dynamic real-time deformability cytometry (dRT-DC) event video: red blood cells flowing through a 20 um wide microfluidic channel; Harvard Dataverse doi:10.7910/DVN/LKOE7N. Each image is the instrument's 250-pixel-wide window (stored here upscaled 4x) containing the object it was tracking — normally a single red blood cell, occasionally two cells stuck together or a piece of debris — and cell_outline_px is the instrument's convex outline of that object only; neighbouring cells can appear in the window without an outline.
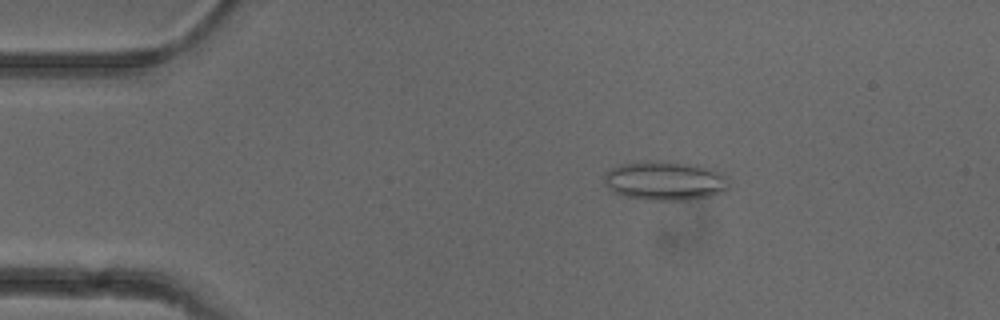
{"species": "common noctule bat (a hibernating species)", "species_latin": "Nyctalus noctula", "temperature_condition": "cold", "stored_images_in_passage": 52, "camera_frame_rate_fps": 3000, "um_per_image_px": 0.085, "animal": {"sex": "female"}, "frame": {"image": 1, "passage_image": 9, "time_ms": 2.667, "image_size_px": [1000, 320], "cell_outline_px": [[732, 180], [728, 188], [724, 192], [712, 196], [684, 200], [644, 200], [624, 196], [612, 192], [604, 184], [604, 172], [620, 164], [696, 164], [720, 172], [728, 176]], "centroid_in_image_um": [56.57, 15.43], "position_along_channel_um": 28.4, "area_um2": 27.98}}
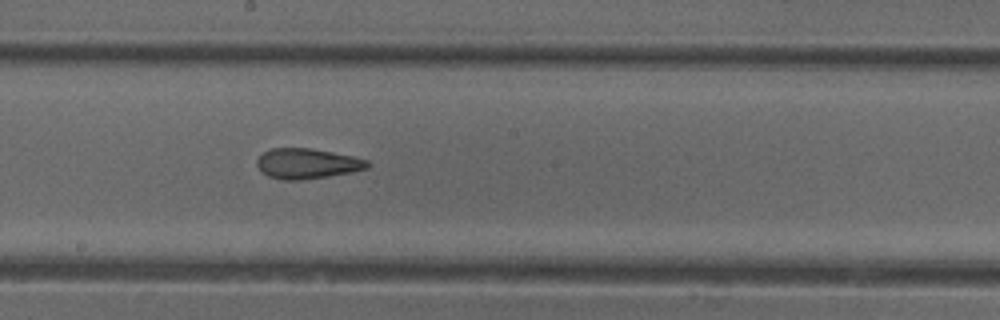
{"frame": {"image": 2, "passage_image": 28, "time_ms": 9.0, "image_size_px": [1000, 320], "cell_outline_px": [[372, 164], [368, 168], [352, 172], [328, 176], [300, 180], [280, 180], [268, 176], [260, 172], [256, 164], [256, 160], [264, 152], [272, 148], [308, 148], [332, 152], [352, 156], [368, 160]], "centroid_in_image_um": [26.1, 13.91], "position_along_channel_um": 222.1, "area_um2": 19.59}}
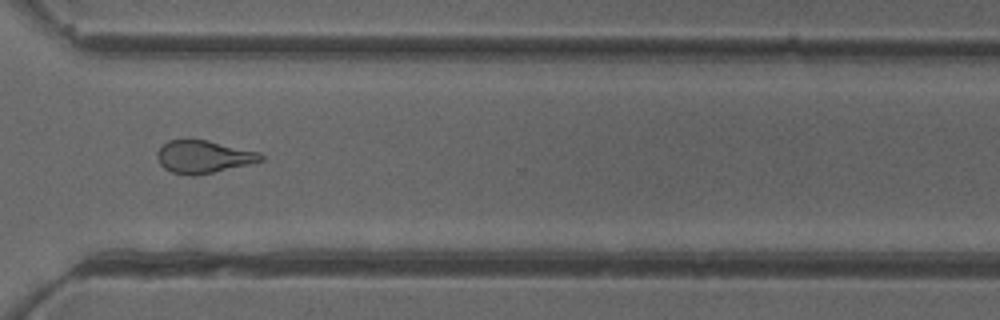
{"frame": {"image": 3, "passage_image": 38, "time_ms": 12.333, "image_size_px": [1000, 320], "cell_outline_px": [[264, 160], [248, 164], [212, 172], [192, 176], [172, 172], [164, 168], [160, 164], [156, 156], [156, 152], [168, 140], [188, 136], [208, 140], [260, 152], [264, 156]], "centroid_in_image_um": [17.25, 13.27], "position_along_channel_um": 353.3, "area_um2": 20.11}, "authors_computed_cell_mechanics": {"area_um2": 20.7791, "velocity_mm_per_s": 3.9548, "shape_relaxation_time_tau1_ms": null, "shape_relaxation_time_tau2_ms": 2.1818, "deformation_change_tau1": null, "deformation_change_tau2": 0.1146}}